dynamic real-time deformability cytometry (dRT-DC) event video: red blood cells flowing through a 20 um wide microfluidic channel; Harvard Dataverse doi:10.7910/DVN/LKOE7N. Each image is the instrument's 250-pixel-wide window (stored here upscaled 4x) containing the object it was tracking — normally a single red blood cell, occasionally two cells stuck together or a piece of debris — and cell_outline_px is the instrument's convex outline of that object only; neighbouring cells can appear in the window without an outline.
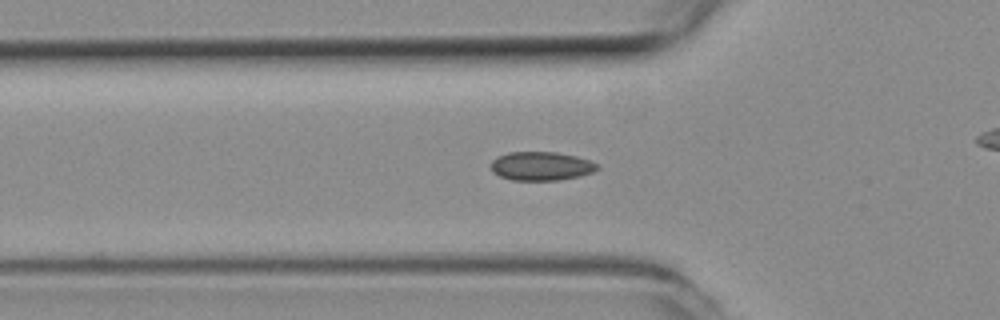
{"species": "common noctule bat (a hibernating species)", "species_latin": "Nyctalus noctula", "temperature_condition": "room temperature", "stored_images_in_passage": 48, "camera_frame_rate_fps": 3000, "um_per_image_px": 0.085, "animal": {"sex": "female", "body_mass_g": 19.3, "forearm_length_mm": 54.1}, "frame": {"image": 1, "passage_image": 12, "time_ms": 3.667, "image_size_px": [1000, 320], "cell_outline_px": [[600, 168], [592, 172], [580, 176], [560, 180], [512, 180], [500, 176], [492, 172], [492, 160], [496, 156], [508, 152], [556, 152], [576, 156], [600, 164]], "centroid_in_image_um": [46.01, 14.11], "position_along_channel_um": 79.8, "area_um2": 17.92}}
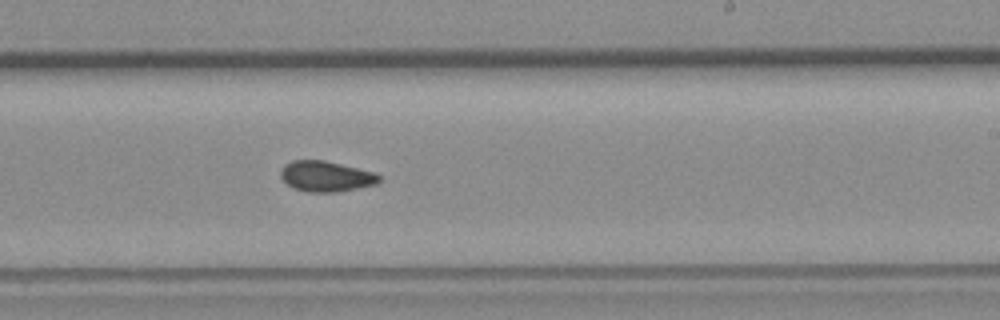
{"frame": {"image": 2, "passage_image": 26, "time_ms": 8.333, "image_size_px": [1000, 320], "cell_outline_px": [[380, 180], [376, 184], [336, 192], [308, 192], [292, 188], [280, 176], [280, 172], [284, 164], [292, 160], [324, 160], [376, 172], [380, 176]], "centroid_in_image_um": [27.7, 14.98], "position_along_channel_um": 261.3, "area_um2": 17.57}}
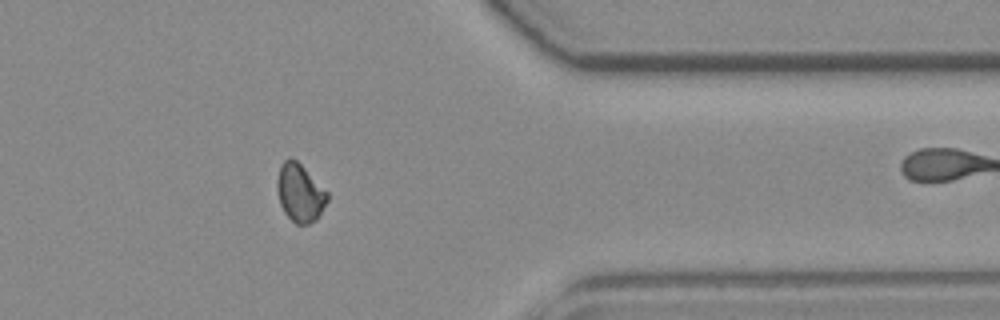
{"frame": {"image": 3, "passage_image": 37, "time_ms": 12.0, "image_size_px": [1000, 320], "cell_outline_px": [[328, 200], [316, 220], [308, 224], [296, 224], [284, 212], [280, 204], [276, 188], [276, 180], [280, 164], [288, 156], [292, 156], [328, 192]], "centroid_in_image_um": [25.47, 16.37], "position_along_channel_um": 385.9, "area_um2": 17.05}, "authors_computed_cell_mechanics": {"area_um2": 17.1955, "velocity_mm_per_s": 3.8858, "shape_relaxation_time_tau1_ms": null, "shape_relaxation_time_tau2_ms": 3.7239, "deformation_change_tau1": null, "deformation_change_tau2": 0.0494}}